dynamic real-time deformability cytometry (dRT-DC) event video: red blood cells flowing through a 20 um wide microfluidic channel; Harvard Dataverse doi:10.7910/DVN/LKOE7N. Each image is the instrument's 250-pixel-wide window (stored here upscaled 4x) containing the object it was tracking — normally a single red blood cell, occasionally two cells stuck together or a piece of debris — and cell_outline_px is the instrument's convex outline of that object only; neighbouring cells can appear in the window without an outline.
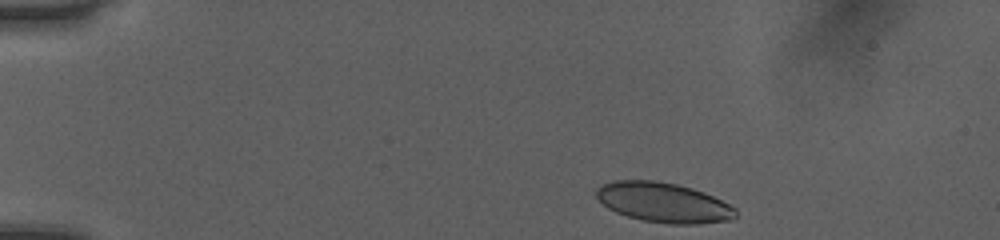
{"species": "human", "species_latin": "Homo sapiens", "temperature_condition": "room temperature", "stored_images_in_passage": 43, "camera_frame_rate_fps": 3000, "um_per_image_px": 0.085, "donor": {"sex": "female"}, "frame": {"image": 1, "passage_image": 1, "time_ms": 0.0, "image_size_px": [1000, 240], "cell_outline_px": [[736, 216], [732, 220], [700, 224], [668, 224], [644, 220], [628, 216], [616, 212], [608, 208], [596, 196], [596, 188], [612, 180], [652, 180], [676, 184], [692, 188], [704, 192], [736, 208]], "centroid_in_image_um": [56.41, 17.21], "position_along_channel_um": 28.6, "area_um2": 32.25}}
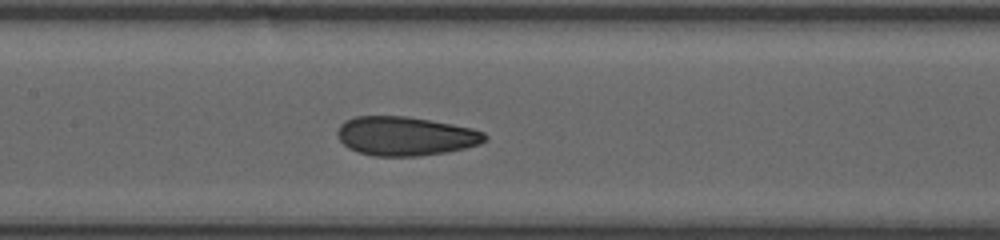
{"frame": {"image": 2, "passage_image": 18, "time_ms": 5.667, "image_size_px": [1000, 240], "cell_outline_px": [[488, 140], [480, 144], [448, 152], [416, 156], [372, 156], [356, 152], [348, 148], [340, 140], [336, 132], [340, 124], [344, 120], [356, 116], [404, 116], [452, 124], [472, 128], [484, 132], [488, 136]], "centroid_in_image_um": [34.45, 11.57], "position_along_channel_um": 172.9, "area_um2": 33.7}}
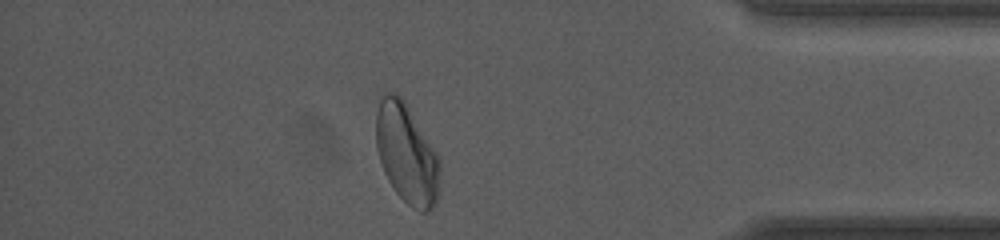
{"frame": {"image": 3, "passage_image": 37, "time_ms": 12.0, "image_size_px": [1000, 240], "cell_outline_px": [[440, 180], [436, 200], [432, 208], [428, 212], [420, 212], [412, 208], [396, 192], [388, 180], [384, 172], [376, 148], [376, 112], [380, 92], [392, 92], [400, 96], [404, 100], [440, 156]], "centroid_in_image_um": [34.57, 13.03], "position_along_channel_um": 400.6, "area_um2": 37.57}, "authors_computed_cell_mechanics": {"area_um2": 33.6974, "velocity_mm_per_s": 4.0411, "shape_relaxation_time_tau1_ms": 4.8197, "shape_relaxation_time_tau2_ms": 1.1276, "deformation_change_tau1": 0.1306, "deformation_change_tau2": 0.0648}}